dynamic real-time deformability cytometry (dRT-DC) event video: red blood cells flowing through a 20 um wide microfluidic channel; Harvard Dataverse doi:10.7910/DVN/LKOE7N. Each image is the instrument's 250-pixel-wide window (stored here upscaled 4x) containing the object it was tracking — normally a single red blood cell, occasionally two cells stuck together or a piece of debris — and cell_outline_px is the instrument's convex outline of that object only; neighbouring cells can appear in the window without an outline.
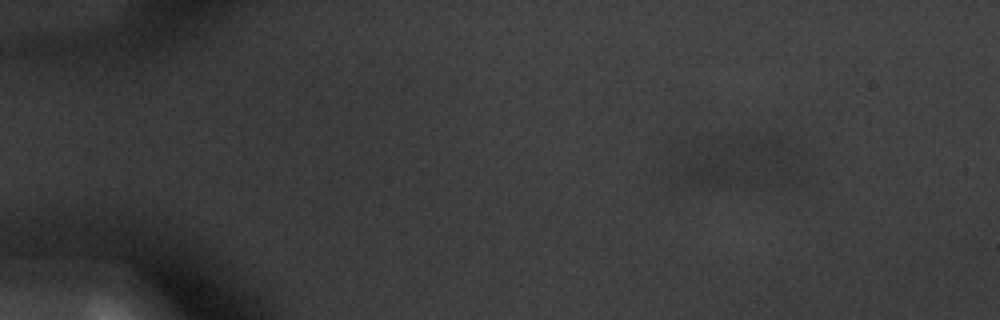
{"species": "common noctule bat (a hibernating species)", "species_latin": "Nyctalus noctula", "temperature_condition": "warm", "stored_images_in_passage": 2, "camera_frame_rate_fps": 3000, "um_per_image_px": 0.085, "animal": {"sex": "male", "body_mass_g": 20.1, "forearm_length_mm": 53.5}, "frame": {"image": 1, "passage_image": 1, "time_ms": 0.0, "image_size_px": [1000, 320], "cell_outline_px": [[744, 176], [740, 180], [724, 184], [688, 184], [676, 172], [708, 140], [720, 136]], "centroid_in_image_um": [60.45, 14.05], "position_along_channel_um": 24.6, "area_um2": 14.39}}